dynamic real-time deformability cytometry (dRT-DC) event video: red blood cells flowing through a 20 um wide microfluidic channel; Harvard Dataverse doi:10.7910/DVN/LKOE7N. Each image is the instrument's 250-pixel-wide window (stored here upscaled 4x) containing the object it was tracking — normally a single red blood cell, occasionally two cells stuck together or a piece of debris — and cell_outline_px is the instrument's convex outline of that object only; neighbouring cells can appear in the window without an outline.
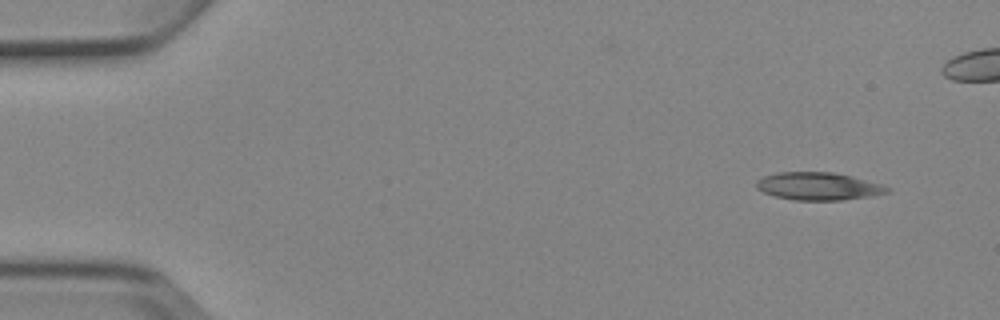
{"species": "Egyptian fruit bat (a non-hibernating species)", "species_latin": "Rousettus aegyptiacus", "temperature_condition": "cold", "stored_images_in_passage": 5, "camera_frame_rate_fps": 3000, "um_per_image_px": 0.085, "animal": {"sex": "female"}, "frame": {"image": 1, "passage_image": 1, "time_ms": 0.0, "image_size_px": [1000, 320], "cell_outline_px": [[892, 192], [872, 196], [840, 200], [792, 200], [772, 196], [756, 188], [756, 180], [764, 176], [776, 172], [832, 172], [852, 176], [880, 184], [892, 188]], "centroid_in_image_um": [69.56, 15.83], "position_along_channel_um": 15.4, "area_um2": 21.33}}